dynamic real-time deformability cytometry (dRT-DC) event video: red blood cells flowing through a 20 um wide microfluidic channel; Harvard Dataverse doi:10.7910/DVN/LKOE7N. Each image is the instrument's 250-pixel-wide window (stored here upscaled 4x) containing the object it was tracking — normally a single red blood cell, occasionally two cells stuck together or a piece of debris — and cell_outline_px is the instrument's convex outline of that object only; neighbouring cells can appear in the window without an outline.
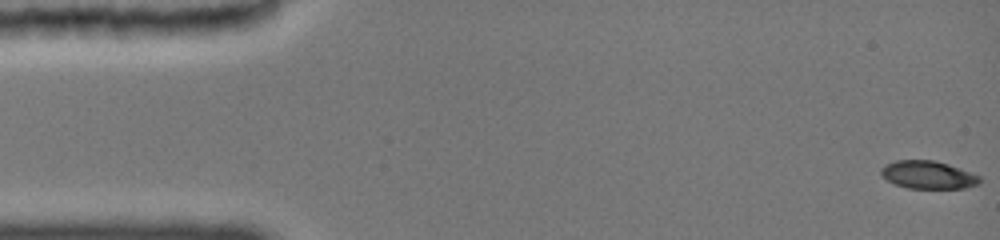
{"species": "common noctule bat (a hibernating species)", "species_latin": "Nyctalus noctula", "temperature_condition": "cold", "stored_images_in_passage": 29, "camera_frame_rate_fps": 3000, "um_per_image_px": 0.085, "animal": {"sex": "female", "body_mass_g": 19.0, "forearm_length_mm": 51.5}, "frame": {"image": 1, "passage_image": 1, "time_ms": 0.0, "image_size_px": [1000, 240], "cell_outline_px": [[980, 184], [964, 188], [908, 188], [896, 184], [888, 180], [880, 172], [880, 168], [896, 160], [936, 160], [960, 168], [980, 176]], "centroid_in_image_um": [78.91, 14.86], "position_along_channel_um": 6.1, "area_um2": 15.9}}
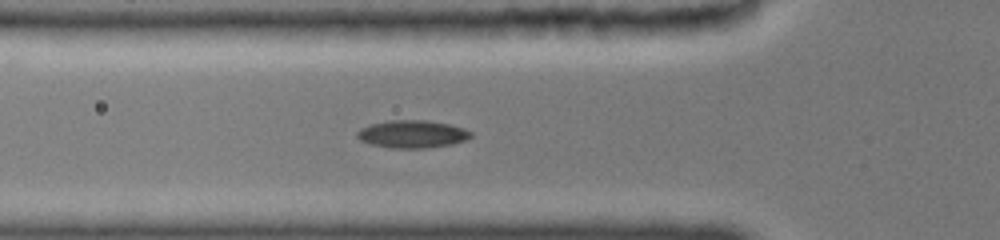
{"frame": {"image": 2, "passage_image": 20, "time_ms": 5.333, "image_size_px": [1000, 240], "cell_outline_px": [[472, 136], [464, 140], [452, 144], [424, 148], [392, 148], [368, 144], [360, 140], [356, 136], [356, 132], [360, 128], [368, 124], [388, 120], [428, 120], [452, 124], [464, 128], [472, 132]], "centroid_in_image_um": [35.01, 11.38], "position_along_channel_um": 90.8, "area_um2": 18.61}}
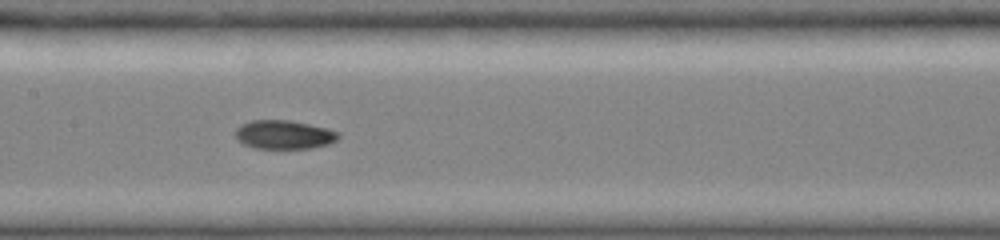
{"frame": {"image": 3, "passage_image": 28, "time_ms": 7.667, "image_size_px": [1000, 240], "cell_outline_px": [[340, 136], [336, 140], [328, 144], [312, 148], [256, 148], [244, 144], [236, 140], [236, 128], [240, 124], [252, 120], [288, 120], [328, 128], [340, 132]], "centroid_in_image_um": [24.14, 11.44], "position_along_channel_um": 183.3, "area_um2": 17.28}}